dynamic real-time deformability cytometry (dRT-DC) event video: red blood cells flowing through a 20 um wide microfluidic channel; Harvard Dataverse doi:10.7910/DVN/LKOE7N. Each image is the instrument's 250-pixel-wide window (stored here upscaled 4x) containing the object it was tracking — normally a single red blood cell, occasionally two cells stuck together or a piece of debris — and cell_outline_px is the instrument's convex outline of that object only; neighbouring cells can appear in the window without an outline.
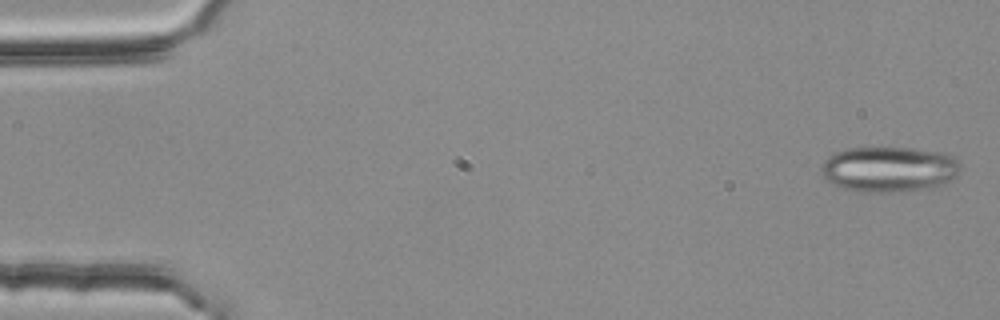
{"species": "common noctule bat (a hibernating species)", "species_latin": "Nyctalus noctula", "temperature_condition": "room temperature", "stored_images_in_passage": 4, "camera_frame_rate_fps": 3000, "um_per_image_px": 0.085, "animal": {"sex": "female", "body_mass_g": 25.1}, "frame": {"image": 1, "passage_image": 1, "time_ms": 0.0, "image_size_px": [1000, 320], "cell_outline_px": [[960, 168], [956, 176], [940, 188], [908, 192], [856, 192], [844, 188], [828, 180], [820, 172], [820, 164], [832, 152], [848, 148], [912, 148], [944, 152], [956, 156], [960, 164]], "centroid_in_image_um": [75.62, 14.4], "position_along_channel_um": 9.4, "area_um2": 37.86}}